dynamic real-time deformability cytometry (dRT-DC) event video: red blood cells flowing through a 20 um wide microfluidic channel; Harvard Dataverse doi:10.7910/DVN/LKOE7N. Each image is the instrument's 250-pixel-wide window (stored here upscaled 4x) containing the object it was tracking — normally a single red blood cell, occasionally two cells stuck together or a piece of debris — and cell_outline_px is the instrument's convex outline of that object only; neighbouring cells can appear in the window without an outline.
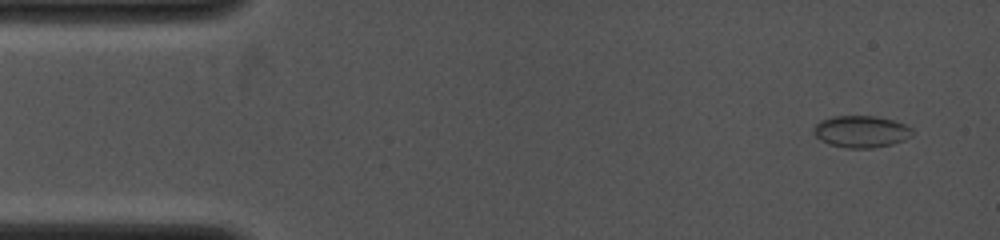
{"species": "common noctule bat (a hibernating species)", "species_latin": "Nyctalus noctula", "temperature_condition": "cold", "stored_images_in_passage": 22, "camera_frame_rate_fps": 4000, "um_per_image_px": 0.085, "animal": {"sex": "female", "body_mass_g": 19.0, "forearm_length_mm": 53.3}, "frame": {"image": 1, "passage_image": 1, "time_ms": 0.0, "image_size_px": [1000, 240], "cell_outline_px": [[912, 136], [904, 140], [892, 144], [872, 148], [848, 148], [828, 144], [820, 140], [816, 136], [812, 128], [820, 120], [832, 116], [876, 116], [892, 120], [904, 124], [912, 128]], "centroid_in_image_um": [73.18, 11.18], "position_along_channel_um": 11.8, "area_um2": 18.38}}
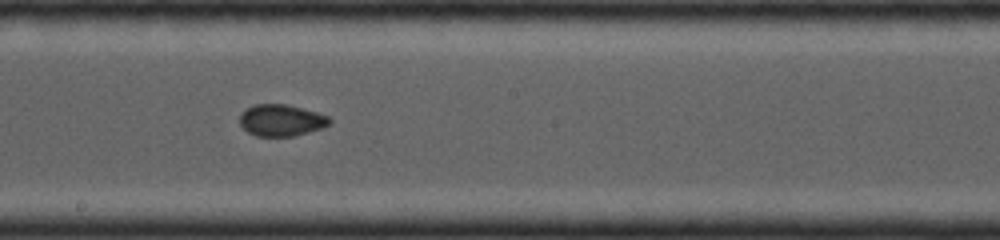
{"frame": {"image": 2, "passage_image": 10, "time_ms": 7.0, "image_size_px": [1000, 240], "cell_outline_px": [[332, 124], [324, 128], [292, 136], [256, 136], [248, 132], [240, 124], [240, 116], [248, 108], [256, 104], [284, 104], [316, 112], [328, 116], [332, 120]], "centroid_in_image_um": [23.95, 10.24], "position_along_channel_um": 224.2, "area_um2": 16.42}}
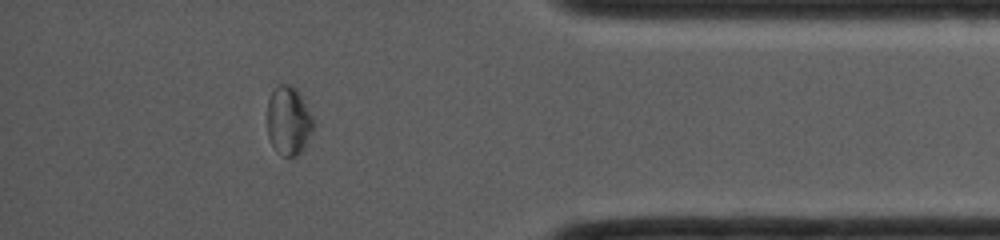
{"frame": {"image": 3, "passage_image": 19, "time_ms": 11.5, "image_size_px": [1000, 240], "cell_outline_px": [[316, 124], [300, 152], [296, 156], [284, 156], [272, 144], [268, 136], [268, 100], [272, 92], [280, 84], [288, 84], [296, 88], [300, 92]], "centroid_in_image_um": [24.55, 10.23], "position_along_channel_um": 410.7, "area_um2": 18.21}}